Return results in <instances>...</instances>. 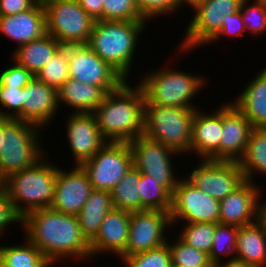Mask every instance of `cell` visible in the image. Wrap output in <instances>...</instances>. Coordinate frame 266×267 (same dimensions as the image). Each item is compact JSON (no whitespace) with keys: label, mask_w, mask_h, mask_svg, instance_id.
I'll list each match as a JSON object with an SVG mask.
<instances>
[{"label":"cell","mask_w":266,"mask_h":267,"mask_svg":"<svg viewBox=\"0 0 266 267\" xmlns=\"http://www.w3.org/2000/svg\"><path fill=\"white\" fill-rule=\"evenodd\" d=\"M256 1H258L259 3H262L263 5L266 6V0H256Z\"/></svg>","instance_id":"f5cc1de1"},{"label":"cell","mask_w":266,"mask_h":267,"mask_svg":"<svg viewBox=\"0 0 266 267\" xmlns=\"http://www.w3.org/2000/svg\"><path fill=\"white\" fill-rule=\"evenodd\" d=\"M23 108L15 118L45 130L52 126V121L61 110L58 103V90L46 83L32 79L22 88ZM51 123V126H49Z\"/></svg>","instance_id":"d6986e66"},{"label":"cell","mask_w":266,"mask_h":267,"mask_svg":"<svg viewBox=\"0 0 266 267\" xmlns=\"http://www.w3.org/2000/svg\"><path fill=\"white\" fill-rule=\"evenodd\" d=\"M138 10L146 21H151L162 16H168L183 11L178 0H135ZM181 10V11H180Z\"/></svg>","instance_id":"ab89813d"},{"label":"cell","mask_w":266,"mask_h":267,"mask_svg":"<svg viewBox=\"0 0 266 267\" xmlns=\"http://www.w3.org/2000/svg\"><path fill=\"white\" fill-rule=\"evenodd\" d=\"M129 145L133 154V165L136 169L141 174L152 177L173 194L178 180L182 177L181 173L179 175V172L175 171L177 169H174L176 167L173 165L176 164L173 162H175L174 158L180 159L181 154L161 142L146 138L144 135L131 140Z\"/></svg>","instance_id":"30bf717a"},{"label":"cell","mask_w":266,"mask_h":267,"mask_svg":"<svg viewBox=\"0 0 266 267\" xmlns=\"http://www.w3.org/2000/svg\"><path fill=\"white\" fill-rule=\"evenodd\" d=\"M241 3L242 0H203L197 3L190 10L194 16L192 15L188 25H185V35L180 38L175 48L178 53L176 52L174 57L207 47L222 28L225 16L240 11Z\"/></svg>","instance_id":"ba28073f"},{"label":"cell","mask_w":266,"mask_h":267,"mask_svg":"<svg viewBox=\"0 0 266 267\" xmlns=\"http://www.w3.org/2000/svg\"><path fill=\"white\" fill-rule=\"evenodd\" d=\"M46 14V33L62 46L87 44L94 20L77 0H41Z\"/></svg>","instance_id":"9c48e42d"},{"label":"cell","mask_w":266,"mask_h":267,"mask_svg":"<svg viewBox=\"0 0 266 267\" xmlns=\"http://www.w3.org/2000/svg\"><path fill=\"white\" fill-rule=\"evenodd\" d=\"M148 24V21L96 20L87 45L125 80H130L135 72L132 67L133 62L137 63L139 40L147 32Z\"/></svg>","instance_id":"3957f363"},{"label":"cell","mask_w":266,"mask_h":267,"mask_svg":"<svg viewBox=\"0 0 266 267\" xmlns=\"http://www.w3.org/2000/svg\"><path fill=\"white\" fill-rule=\"evenodd\" d=\"M0 117L15 119L23 108L22 88L0 86Z\"/></svg>","instance_id":"60d3db41"},{"label":"cell","mask_w":266,"mask_h":267,"mask_svg":"<svg viewBox=\"0 0 266 267\" xmlns=\"http://www.w3.org/2000/svg\"><path fill=\"white\" fill-rule=\"evenodd\" d=\"M133 81L125 80L117 89L108 92L93 112L108 142L129 143L144 133L146 99L141 86Z\"/></svg>","instance_id":"7a4b0ae2"},{"label":"cell","mask_w":266,"mask_h":267,"mask_svg":"<svg viewBox=\"0 0 266 267\" xmlns=\"http://www.w3.org/2000/svg\"><path fill=\"white\" fill-rule=\"evenodd\" d=\"M222 102L220 161L238 162L245 153L254 127L230 100Z\"/></svg>","instance_id":"44dd1931"},{"label":"cell","mask_w":266,"mask_h":267,"mask_svg":"<svg viewBox=\"0 0 266 267\" xmlns=\"http://www.w3.org/2000/svg\"><path fill=\"white\" fill-rule=\"evenodd\" d=\"M170 217L171 223L216 224L220 218V201L197 188L183 174L172 194Z\"/></svg>","instance_id":"4fadbf2b"},{"label":"cell","mask_w":266,"mask_h":267,"mask_svg":"<svg viewBox=\"0 0 266 267\" xmlns=\"http://www.w3.org/2000/svg\"><path fill=\"white\" fill-rule=\"evenodd\" d=\"M82 168L95 190L111 191L133 166V154L127 142H107Z\"/></svg>","instance_id":"8fae6325"},{"label":"cell","mask_w":266,"mask_h":267,"mask_svg":"<svg viewBox=\"0 0 266 267\" xmlns=\"http://www.w3.org/2000/svg\"><path fill=\"white\" fill-rule=\"evenodd\" d=\"M5 187V176L0 171V190Z\"/></svg>","instance_id":"f907efd6"},{"label":"cell","mask_w":266,"mask_h":267,"mask_svg":"<svg viewBox=\"0 0 266 267\" xmlns=\"http://www.w3.org/2000/svg\"><path fill=\"white\" fill-rule=\"evenodd\" d=\"M4 136H3V117H0V152L3 150Z\"/></svg>","instance_id":"681fc988"},{"label":"cell","mask_w":266,"mask_h":267,"mask_svg":"<svg viewBox=\"0 0 266 267\" xmlns=\"http://www.w3.org/2000/svg\"><path fill=\"white\" fill-rule=\"evenodd\" d=\"M240 10L247 34L254 36V40L260 36H265L266 6L256 0H242Z\"/></svg>","instance_id":"8d00e7d4"},{"label":"cell","mask_w":266,"mask_h":267,"mask_svg":"<svg viewBox=\"0 0 266 267\" xmlns=\"http://www.w3.org/2000/svg\"><path fill=\"white\" fill-rule=\"evenodd\" d=\"M69 76L106 93L117 89L125 79L103 61L87 44L68 45Z\"/></svg>","instance_id":"9a60e30c"},{"label":"cell","mask_w":266,"mask_h":267,"mask_svg":"<svg viewBox=\"0 0 266 267\" xmlns=\"http://www.w3.org/2000/svg\"><path fill=\"white\" fill-rule=\"evenodd\" d=\"M64 134L71 151L72 165L81 166L108 142L100 132L94 113H69L65 118Z\"/></svg>","instance_id":"2e32d148"},{"label":"cell","mask_w":266,"mask_h":267,"mask_svg":"<svg viewBox=\"0 0 266 267\" xmlns=\"http://www.w3.org/2000/svg\"><path fill=\"white\" fill-rule=\"evenodd\" d=\"M196 109L168 107L145 102L146 138L161 142L186 157L191 156L192 122Z\"/></svg>","instance_id":"52a82bcc"},{"label":"cell","mask_w":266,"mask_h":267,"mask_svg":"<svg viewBox=\"0 0 266 267\" xmlns=\"http://www.w3.org/2000/svg\"><path fill=\"white\" fill-rule=\"evenodd\" d=\"M238 228V226L234 225L216 223L212 250L209 254L210 261L214 265L224 262V259H237L236 241Z\"/></svg>","instance_id":"836d02e7"},{"label":"cell","mask_w":266,"mask_h":267,"mask_svg":"<svg viewBox=\"0 0 266 267\" xmlns=\"http://www.w3.org/2000/svg\"><path fill=\"white\" fill-rule=\"evenodd\" d=\"M173 64L171 67L166 64L146 71L143 77H139L138 84L144 92L146 102L168 107L200 108L193 99H197L195 97L198 93L207 87L209 79L201 75V72L200 75L196 71L185 72L176 68L174 62Z\"/></svg>","instance_id":"277c9868"},{"label":"cell","mask_w":266,"mask_h":267,"mask_svg":"<svg viewBox=\"0 0 266 267\" xmlns=\"http://www.w3.org/2000/svg\"><path fill=\"white\" fill-rule=\"evenodd\" d=\"M46 33V14L41 0L31 9L15 15L0 16V39L6 37L16 47L42 38Z\"/></svg>","instance_id":"603a6c76"},{"label":"cell","mask_w":266,"mask_h":267,"mask_svg":"<svg viewBox=\"0 0 266 267\" xmlns=\"http://www.w3.org/2000/svg\"><path fill=\"white\" fill-rule=\"evenodd\" d=\"M141 211H170L172 194L160 183L147 175L141 174L139 190Z\"/></svg>","instance_id":"1f68e13d"},{"label":"cell","mask_w":266,"mask_h":267,"mask_svg":"<svg viewBox=\"0 0 266 267\" xmlns=\"http://www.w3.org/2000/svg\"><path fill=\"white\" fill-rule=\"evenodd\" d=\"M42 130L36 125L3 117L4 144L0 152V171L5 177L30 168L50 154V149L43 145L45 135Z\"/></svg>","instance_id":"8992f818"},{"label":"cell","mask_w":266,"mask_h":267,"mask_svg":"<svg viewBox=\"0 0 266 267\" xmlns=\"http://www.w3.org/2000/svg\"><path fill=\"white\" fill-rule=\"evenodd\" d=\"M214 267H258V266L247 264L246 262H242L237 259H232L217 263L214 265Z\"/></svg>","instance_id":"7dc6e473"},{"label":"cell","mask_w":266,"mask_h":267,"mask_svg":"<svg viewBox=\"0 0 266 267\" xmlns=\"http://www.w3.org/2000/svg\"><path fill=\"white\" fill-rule=\"evenodd\" d=\"M245 180L239 187L220 201L219 223L247 226L257 222L262 217L265 201L263 186ZM262 190V191H261Z\"/></svg>","instance_id":"e0dca14e"},{"label":"cell","mask_w":266,"mask_h":267,"mask_svg":"<svg viewBox=\"0 0 266 267\" xmlns=\"http://www.w3.org/2000/svg\"><path fill=\"white\" fill-rule=\"evenodd\" d=\"M262 217L266 221V198H265L263 208H262Z\"/></svg>","instance_id":"816d5d0a"},{"label":"cell","mask_w":266,"mask_h":267,"mask_svg":"<svg viewBox=\"0 0 266 267\" xmlns=\"http://www.w3.org/2000/svg\"><path fill=\"white\" fill-rule=\"evenodd\" d=\"M217 109L198 108L192 122L191 154L199 159L220 161L222 104Z\"/></svg>","instance_id":"ffe728a7"},{"label":"cell","mask_w":266,"mask_h":267,"mask_svg":"<svg viewBox=\"0 0 266 267\" xmlns=\"http://www.w3.org/2000/svg\"><path fill=\"white\" fill-rule=\"evenodd\" d=\"M49 156L5 177L7 196L22 219L33 210L50 208L53 202L58 165Z\"/></svg>","instance_id":"5b68a950"},{"label":"cell","mask_w":266,"mask_h":267,"mask_svg":"<svg viewBox=\"0 0 266 267\" xmlns=\"http://www.w3.org/2000/svg\"><path fill=\"white\" fill-rule=\"evenodd\" d=\"M23 235L55 267L65 261H91L90 244L82 235L78 218L51 208L33 210L22 219ZM75 259V260H74Z\"/></svg>","instance_id":"6da1fadb"},{"label":"cell","mask_w":266,"mask_h":267,"mask_svg":"<svg viewBox=\"0 0 266 267\" xmlns=\"http://www.w3.org/2000/svg\"><path fill=\"white\" fill-rule=\"evenodd\" d=\"M180 227L176 235L187 245L196 248L199 251L210 254L213 244V236L216 229V224L211 222L197 223H172L173 229Z\"/></svg>","instance_id":"d6a6232c"},{"label":"cell","mask_w":266,"mask_h":267,"mask_svg":"<svg viewBox=\"0 0 266 267\" xmlns=\"http://www.w3.org/2000/svg\"><path fill=\"white\" fill-rule=\"evenodd\" d=\"M69 169L57 166L51 209L77 215L83 208L93 188L82 166L71 165Z\"/></svg>","instance_id":"ac0fdd59"},{"label":"cell","mask_w":266,"mask_h":267,"mask_svg":"<svg viewBox=\"0 0 266 267\" xmlns=\"http://www.w3.org/2000/svg\"><path fill=\"white\" fill-rule=\"evenodd\" d=\"M57 90L70 78L68 46H62L35 76Z\"/></svg>","instance_id":"e575fe53"},{"label":"cell","mask_w":266,"mask_h":267,"mask_svg":"<svg viewBox=\"0 0 266 267\" xmlns=\"http://www.w3.org/2000/svg\"><path fill=\"white\" fill-rule=\"evenodd\" d=\"M39 0H0V16L15 15L31 9Z\"/></svg>","instance_id":"f6af8a7d"},{"label":"cell","mask_w":266,"mask_h":267,"mask_svg":"<svg viewBox=\"0 0 266 267\" xmlns=\"http://www.w3.org/2000/svg\"><path fill=\"white\" fill-rule=\"evenodd\" d=\"M175 236L173 237V241L171 237L167 240L171 252L172 265L183 267H214V264L210 261L209 254L187 245L177 235Z\"/></svg>","instance_id":"d590c367"},{"label":"cell","mask_w":266,"mask_h":267,"mask_svg":"<svg viewBox=\"0 0 266 267\" xmlns=\"http://www.w3.org/2000/svg\"><path fill=\"white\" fill-rule=\"evenodd\" d=\"M106 94L99 86L69 78L58 90V103L61 110L70 107L68 113H93Z\"/></svg>","instance_id":"d4e9b609"},{"label":"cell","mask_w":266,"mask_h":267,"mask_svg":"<svg viewBox=\"0 0 266 267\" xmlns=\"http://www.w3.org/2000/svg\"><path fill=\"white\" fill-rule=\"evenodd\" d=\"M237 260L258 267H266V221L238 228L236 241Z\"/></svg>","instance_id":"484cf974"},{"label":"cell","mask_w":266,"mask_h":267,"mask_svg":"<svg viewBox=\"0 0 266 267\" xmlns=\"http://www.w3.org/2000/svg\"><path fill=\"white\" fill-rule=\"evenodd\" d=\"M244 34L246 35L247 31L245 28V24L243 20L241 19V10H240L234 14L225 16V19L223 20L222 28L220 29L218 34L207 45L210 46L213 43L217 44L219 40L222 42L221 38L225 39L226 37L228 38V36H230L229 38H232L234 36L235 38H237V36H242Z\"/></svg>","instance_id":"7bdbcfd3"},{"label":"cell","mask_w":266,"mask_h":267,"mask_svg":"<svg viewBox=\"0 0 266 267\" xmlns=\"http://www.w3.org/2000/svg\"><path fill=\"white\" fill-rule=\"evenodd\" d=\"M113 208L110 191L92 190L83 208L76 215L81 233L88 242L97 235L105 215Z\"/></svg>","instance_id":"83f0119b"},{"label":"cell","mask_w":266,"mask_h":267,"mask_svg":"<svg viewBox=\"0 0 266 267\" xmlns=\"http://www.w3.org/2000/svg\"><path fill=\"white\" fill-rule=\"evenodd\" d=\"M17 223L22 226V218L15 212L4 187L0 190V240L5 239L2 237H5L6 228Z\"/></svg>","instance_id":"ee69618b"},{"label":"cell","mask_w":266,"mask_h":267,"mask_svg":"<svg viewBox=\"0 0 266 267\" xmlns=\"http://www.w3.org/2000/svg\"><path fill=\"white\" fill-rule=\"evenodd\" d=\"M80 6L94 19L102 20V0H77Z\"/></svg>","instance_id":"bcb514c9"},{"label":"cell","mask_w":266,"mask_h":267,"mask_svg":"<svg viewBox=\"0 0 266 267\" xmlns=\"http://www.w3.org/2000/svg\"><path fill=\"white\" fill-rule=\"evenodd\" d=\"M130 225V212L113 208L105 215L97 235L89 242L91 258L103 256H116L125 251L128 242ZM110 254V255H109ZM96 256V257H95Z\"/></svg>","instance_id":"7402d4cb"},{"label":"cell","mask_w":266,"mask_h":267,"mask_svg":"<svg viewBox=\"0 0 266 267\" xmlns=\"http://www.w3.org/2000/svg\"><path fill=\"white\" fill-rule=\"evenodd\" d=\"M121 264L119 266L122 267H171V252L166 243L155 249L129 255Z\"/></svg>","instance_id":"74e56055"},{"label":"cell","mask_w":266,"mask_h":267,"mask_svg":"<svg viewBox=\"0 0 266 267\" xmlns=\"http://www.w3.org/2000/svg\"><path fill=\"white\" fill-rule=\"evenodd\" d=\"M23 237L22 243H0V267H52L41 251Z\"/></svg>","instance_id":"f546056e"},{"label":"cell","mask_w":266,"mask_h":267,"mask_svg":"<svg viewBox=\"0 0 266 267\" xmlns=\"http://www.w3.org/2000/svg\"><path fill=\"white\" fill-rule=\"evenodd\" d=\"M254 75L230 102L254 128H266V65Z\"/></svg>","instance_id":"cb8c5ba5"},{"label":"cell","mask_w":266,"mask_h":267,"mask_svg":"<svg viewBox=\"0 0 266 267\" xmlns=\"http://www.w3.org/2000/svg\"><path fill=\"white\" fill-rule=\"evenodd\" d=\"M238 163L245 180L256 183L266 176V128H254L251 131L245 153Z\"/></svg>","instance_id":"f1b7e54d"},{"label":"cell","mask_w":266,"mask_h":267,"mask_svg":"<svg viewBox=\"0 0 266 267\" xmlns=\"http://www.w3.org/2000/svg\"><path fill=\"white\" fill-rule=\"evenodd\" d=\"M12 65L8 66L0 73V86L24 88L35 78V76L25 67L18 65L10 58Z\"/></svg>","instance_id":"b9f144b4"},{"label":"cell","mask_w":266,"mask_h":267,"mask_svg":"<svg viewBox=\"0 0 266 267\" xmlns=\"http://www.w3.org/2000/svg\"><path fill=\"white\" fill-rule=\"evenodd\" d=\"M102 20L146 21L135 0H102Z\"/></svg>","instance_id":"f35d334b"},{"label":"cell","mask_w":266,"mask_h":267,"mask_svg":"<svg viewBox=\"0 0 266 267\" xmlns=\"http://www.w3.org/2000/svg\"><path fill=\"white\" fill-rule=\"evenodd\" d=\"M181 9H184V6L186 7L185 9H187L188 5H189V9L191 10L197 3L203 1V0H178Z\"/></svg>","instance_id":"c3c4849f"},{"label":"cell","mask_w":266,"mask_h":267,"mask_svg":"<svg viewBox=\"0 0 266 267\" xmlns=\"http://www.w3.org/2000/svg\"><path fill=\"white\" fill-rule=\"evenodd\" d=\"M62 45L49 34L19 47H13L9 56L18 65L25 67L34 76L45 66Z\"/></svg>","instance_id":"4316f807"},{"label":"cell","mask_w":266,"mask_h":267,"mask_svg":"<svg viewBox=\"0 0 266 267\" xmlns=\"http://www.w3.org/2000/svg\"><path fill=\"white\" fill-rule=\"evenodd\" d=\"M194 168L184 176L197 188L218 201L239 187L244 181L243 171L235 161L198 159Z\"/></svg>","instance_id":"5bb4252c"},{"label":"cell","mask_w":266,"mask_h":267,"mask_svg":"<svg viewBox=\"0 0 266 267\" xmlns=\"http://www.w3.org/2000/svg\"><path fill=\"white\" fill-rule=\"evenodd\" d=\"M171 267H183V266H178V265H171Z\"/></svg>","instance_id":"db71d44e"},{"label":"cell","mask_w":266,"mask_h":267,"mask_svg":"<svg viewBox=\"0 0 266 267\" xmlns=\"http://www.w3.org/2000/svg\"><path fill=\"white\" fill-rule=\"evenodd\" d=\"M170 230L175 235L172 231L170 211L130 212L128 242L125 251L117 259L121 262L129 255L165 245L168 236H172Z\"/></svg>","instance_id":"7c38bea8"},{"label":"cell","mask_w":266,"mask_h":267,"mask_svg":"<svg viewBox=\"0 0 266 267\" xmlns=\"http://www.w3.org/2000/svg\"><path fill=\"white\" fill-rule=\"evenodd\" d=\"M141 173L133 165L110 191L113 207L129 212L141 211L139 180Z\"/></svg>","instance_id":"4dcf8cb0"}]
</instances>
